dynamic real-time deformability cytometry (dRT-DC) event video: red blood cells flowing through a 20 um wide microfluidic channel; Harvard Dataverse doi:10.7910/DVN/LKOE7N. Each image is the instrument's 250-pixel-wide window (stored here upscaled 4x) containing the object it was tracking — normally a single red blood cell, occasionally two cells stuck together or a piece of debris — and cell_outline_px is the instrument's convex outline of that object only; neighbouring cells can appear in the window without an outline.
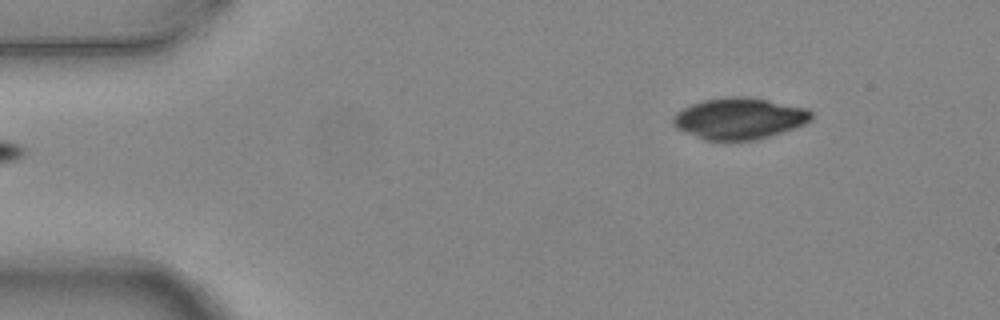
{"species": "common noctule bat (a hibernating species)", "species_latin": "Nyctalus noctula", "temperature_condition": "warm", "stored_images_in_passage": 4, "camera_frame_rate_fps": 3000, "um_per_image_px": 0.085, "animal": {"sex": "female", "body_mass_g": 24.6, "forearm_length_mm": 56.2}, "frame": {"image": 1, "passage_image": 4, "time_ms": 1.0, "image_size_px": [1000, 320], "cell_outline_px": [[812, 120], [804, 124], [756, 140], [704, 140], [684, 132], [676, 128], [672, 124], [672, 120], [676, 112], [692, 104], [704, 100], [728, 96], [744, 96], [768, 100], [808, 108], [812, 112]], "centroid_in_image_um": [62.82, 10.06], "position_along_channel_um": 22.2, "area_um2": 33.23}}